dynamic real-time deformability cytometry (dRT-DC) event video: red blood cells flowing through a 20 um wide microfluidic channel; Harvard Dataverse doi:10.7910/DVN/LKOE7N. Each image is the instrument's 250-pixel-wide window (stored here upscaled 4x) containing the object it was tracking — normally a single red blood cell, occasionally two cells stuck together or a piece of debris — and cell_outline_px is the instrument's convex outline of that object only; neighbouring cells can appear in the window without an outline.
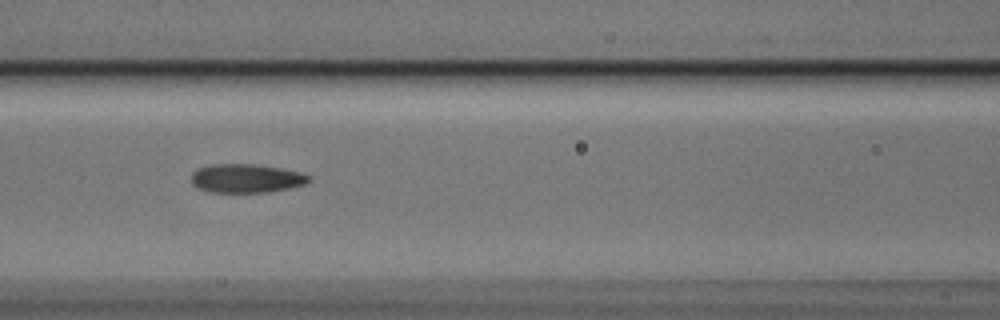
{"species": "Egyptian fruit bat (a non-hibernating species)", "species_latin": "Rousettus aegyptiacus", "temperature_condition": "cold", "stored_images_in_passage": 8, "camera_frame_rate_fps": 3000, "um_per_image_px": 0.085, "animal": {"sex": "male"}, "frame": {"image": 1, "passage_image": 6, "time_ms": 1.667, "image_size_px": [1000, 320], "cell_outline_px": [[312, 180], [304, 184], [288, 188], [268, 192], [208, 192], [196, 188], [192, 184], [192, 172], [208, 164], [252, 164], [280, 168], [300, 172], [308, 176]], "centroid_in_image_um": [20.89, 15.16], "position_along_channel_um": 145.7, "area_um2": 19.65}}
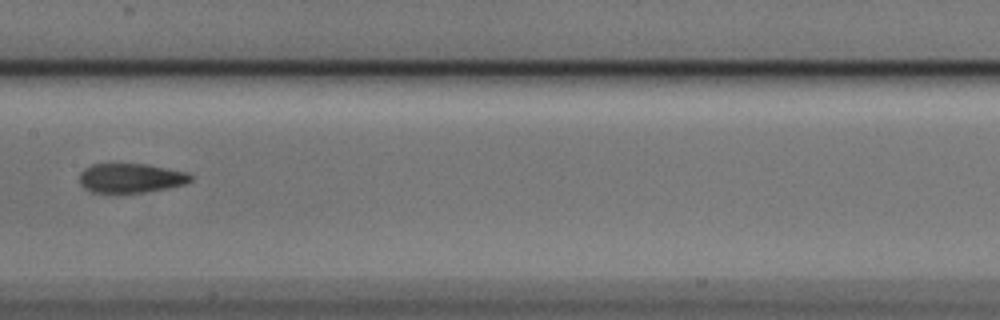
{"frame": {"image": 2, "passage_image": 7, "time_ms": 2.0, "image_size_px": [1000, 320], "cell_outline_px": [[192, 180], [184, 184], [168, 188], [140, 192], [92, 192], [84, 188], [80, 184], [80, 172], [84, 168], [92, 164], [148, 164], [188, 172], [192, 176]], "centroid_in_image_um": [11.12, 15.12], "position_along_channel_um": 196.3, "area_um2": 18.96}}
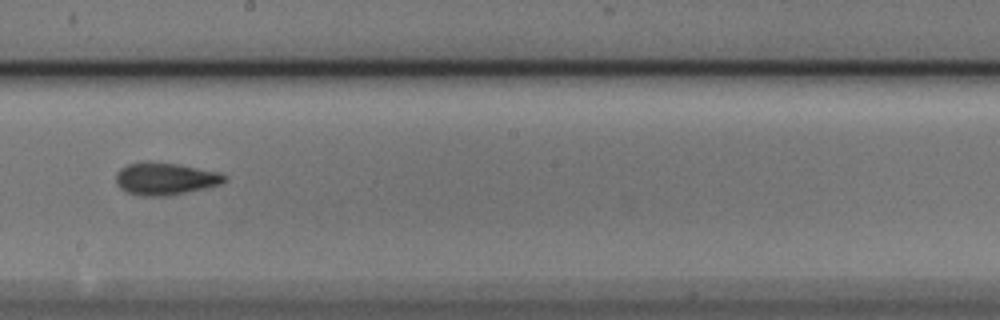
{"frame": {"image": 3, "passage_image": 8, "time_ms": 2.333, "image_size_px": [1000, 320], "cell_outline_px": [[228, 176], [220, 184], [208, 188], [168, 196], [140, 196], [128, 192], [120, 188], [116, 184], [116, 172], [120, 168], [128, 164], [144, 160], [148, 160], [176, 164], [220, 172]], "centroid_in_image_um": [14.02, 15.18], "position_along_channel_um": 234.2, "area_um2": 20.75}}